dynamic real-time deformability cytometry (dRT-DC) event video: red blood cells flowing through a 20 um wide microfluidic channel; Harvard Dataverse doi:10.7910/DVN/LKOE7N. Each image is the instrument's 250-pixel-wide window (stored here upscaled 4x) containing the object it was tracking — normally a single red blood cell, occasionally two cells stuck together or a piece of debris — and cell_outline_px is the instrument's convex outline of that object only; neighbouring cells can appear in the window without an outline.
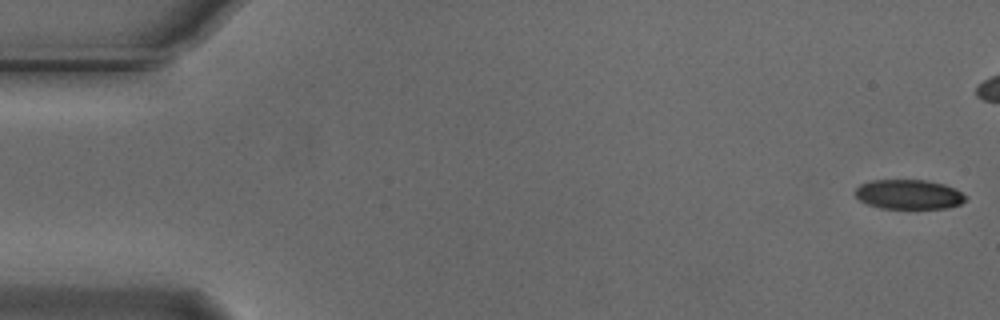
{"species": "Egyptian fruit bat (a non-hibernating species)", "species_latin": "Rousettus aegyptiacus", "temperature_condition": "cold", "stored_images_in_passage": 3, "camera_frame_rate_fps": 3000, "um_per_image_px": 0.085, "animal": {"sex": "male"}, "frame": {"image": 1, "passage_image": 1, "time_ms": 0.0, "image_size_px": [1000, 320], "cell_outline_px": [[968, 200], [960, 204], [948, 208], [880, 208], [868, 204], [860, 200], [856, 196], [856, 188], [860, 184], [872, 180], [924, 180], [944, 184], [956, 188], [968, 196]], "centroid_in_image_um": [77.3, 16.52], "position_along_channel_um": 7.7, "area_um2": 19.13}}